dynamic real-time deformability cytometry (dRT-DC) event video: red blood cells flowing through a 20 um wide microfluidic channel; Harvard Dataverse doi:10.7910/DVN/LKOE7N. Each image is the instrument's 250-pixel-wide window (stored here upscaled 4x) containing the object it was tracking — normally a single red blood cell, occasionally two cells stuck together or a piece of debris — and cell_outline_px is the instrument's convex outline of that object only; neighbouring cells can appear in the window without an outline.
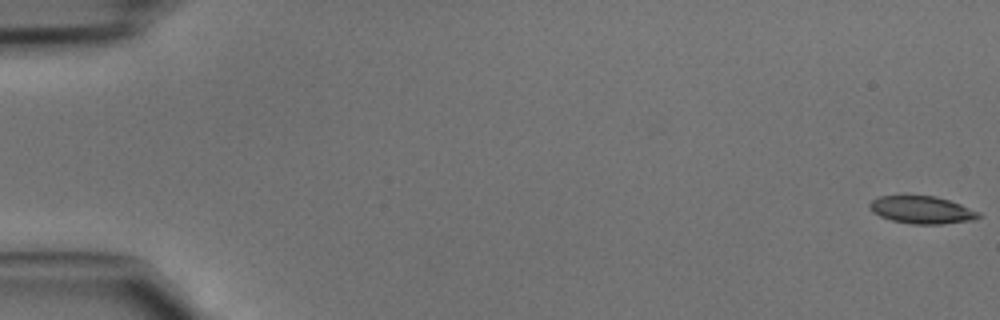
{"species": "common noctule bat (a hibernating species)", "species_latin": "Nyctalus noctula", "temperature_condition": "cold", "stored_images_in_passage": 47, "camera_frame_rate_fps": 3000, "um_per_image_px": 0.085, "animal": {"sex": "male", "body_mass_g": 15.6}, "frame": {"image": 1, "passage_image": 1, "time_ms": 0.0, "image_size_px": [1000, 320], "cell_outline_px": [[980, 216], [976, 220], [944, 224], [912, 224], [892, 220], [880, 216], [872, 212], [868, 208], [868, 204], [872, 200], [880, 196], [936, 196], [960, 204], [980, 212]], "centroid_in_image_um": [78.36, 17.85], "position_along_channel_um": 6.6, "area_um2": 17.51}}
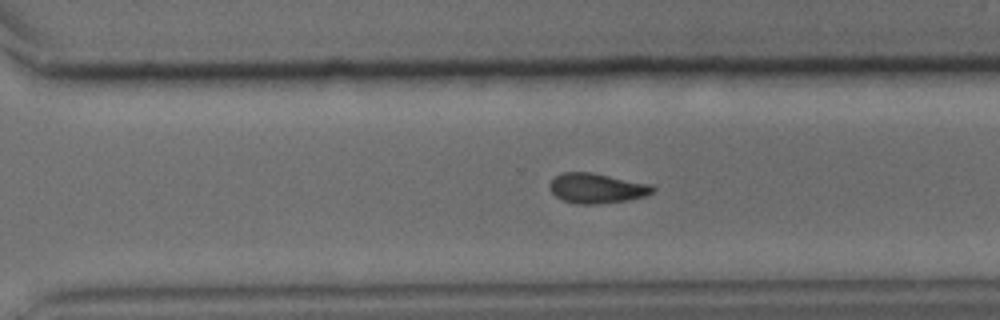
{"frame": {"image": 2, "passage_image": 33, "time_ms": 10.667, "image_size_px": [1000, 320], "cell_outline_px": [[656, 188], [652, 192], [644, 196], [628, 200], [596, 204], [576, 204], [564, 200], [556, 196], [548, 188], [548, 184], [560, 172], [592, 172], [652, 184]], "centroid_in_image_um": [50.72, 15.99], "position_along_channel_um": 319.9, "area_um2": 18.09}}
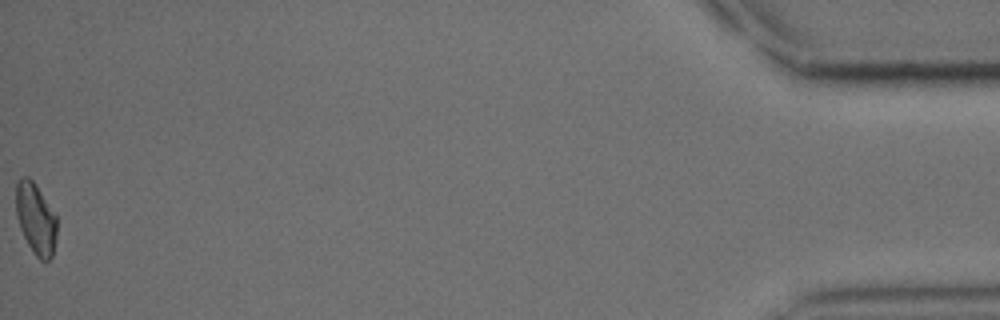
{"frame": {"image": 3, "passage_image": 47, "time_ms": 15.333, "image_size_px": [1000, 320], "cell_outline_px": [[56, 236], [52, 256], [48, 260], [40, 260], [36, 256], [28, 244], [20, 228], [16, 216], [16, 184], [20, 176], [28, 176], [36, 184], [56, 216]], "centroid_in_image_um": [3.02, 18.56], "position_along_channel_um": 432.2, "area_um2": 16.88}}